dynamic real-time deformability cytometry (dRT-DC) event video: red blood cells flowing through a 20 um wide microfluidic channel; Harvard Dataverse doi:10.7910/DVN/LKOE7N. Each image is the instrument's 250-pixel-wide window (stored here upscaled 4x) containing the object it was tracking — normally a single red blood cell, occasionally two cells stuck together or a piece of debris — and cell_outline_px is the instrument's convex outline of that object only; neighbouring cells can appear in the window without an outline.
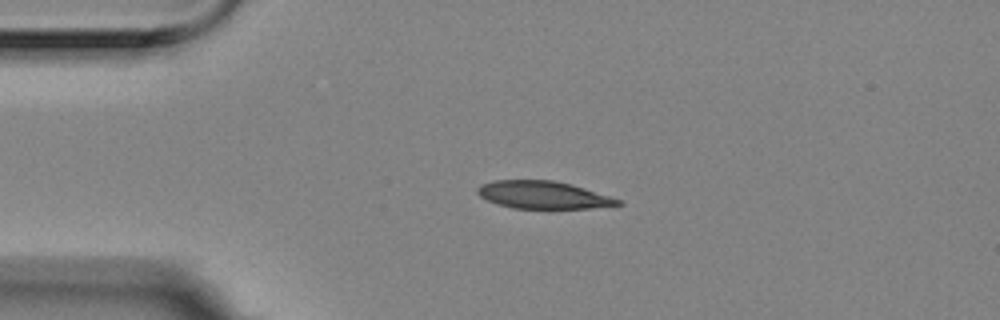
{"species": "Egyptian fruit bat (a non-hibernating species)", "species_latin": "Rousettus aegyptiacus", "temperature_condition": "room temperature", "stored_images_in_passage": 2, "camera_frame_rate_fps": 3000, "um_per_image_px": 0.085, "animal": {"sex": "female"}, "frame": {"image": 1, "passage_image": 2, "time_ms": 0.333, "image_size_px": [1000, 320], "cell_outline_px": [[624, 204], [592, 208], [512, 208], [488, 200], [480, 196], [476, 192], [476, 188], [480, 184], [492, 180], [552, 180], [572, 184], [620, 200]], "centroid_in_image_um": [46.13, 16.56], "position_along_channel_um": 38.9, "area_um2": 22.37}}